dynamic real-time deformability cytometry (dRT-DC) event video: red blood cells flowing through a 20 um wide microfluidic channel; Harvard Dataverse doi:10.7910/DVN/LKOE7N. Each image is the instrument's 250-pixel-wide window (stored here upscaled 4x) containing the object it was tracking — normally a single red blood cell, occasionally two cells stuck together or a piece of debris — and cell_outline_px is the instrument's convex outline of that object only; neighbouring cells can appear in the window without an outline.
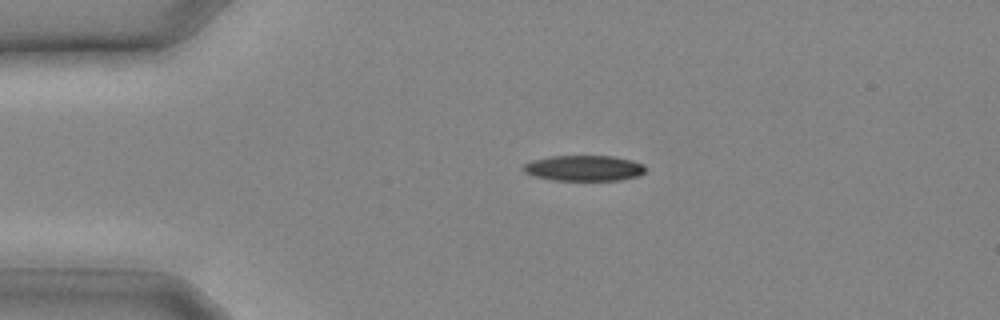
{"species": "common noctule bat (a hibernating species)", "species_latin": "Nyctalus noctula", "temperature_condition": "cold", "stored_images_in_passage": 5, "camera_frame_rate_fps": 3000, "um_per_image_px": 0.085, "animal": {"sex": "male", "body_mass_g": 20.4}, "frame": {"image": 1, "passage_image": 1, "time_ms": 0.0, "image_size_px": [1000, 320], "cell_outline_px": [[648, 168], [640, 176], [620, 180], [552, 180], [536, 176], [524, 172], [520, 168], [524, 164], [532, 160], [552, 156], [612, 156], [632, 160], [644, 164]], "centroid_in_image_um": [49.67, 14.29], "position_along_channel_um": 35.3, "area_um2": 18.38}}
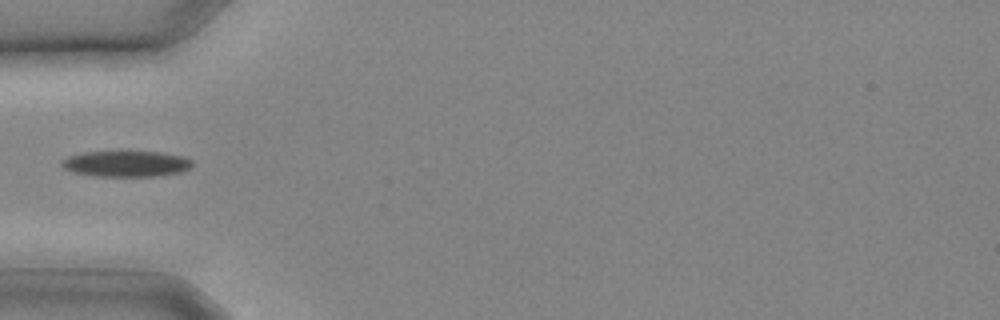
{"frame": {"image": 2, "passage_image": 4, "time_ms": 1.0, "image_size_px": [1000, 320], "cell_outline_px": [[192, 164], [188, 168], [180, 172], [156, 176], [92, 176], [72, 172], [64, 168], [60, 164], [60, 160], [68, 156], [84, 152], [164, 152], [184, 156], [192, 160]], "centroid_in_image_um": [10.69, 13.92], "position_along_channel_um": 74.3, "area_um2": 19.77}}